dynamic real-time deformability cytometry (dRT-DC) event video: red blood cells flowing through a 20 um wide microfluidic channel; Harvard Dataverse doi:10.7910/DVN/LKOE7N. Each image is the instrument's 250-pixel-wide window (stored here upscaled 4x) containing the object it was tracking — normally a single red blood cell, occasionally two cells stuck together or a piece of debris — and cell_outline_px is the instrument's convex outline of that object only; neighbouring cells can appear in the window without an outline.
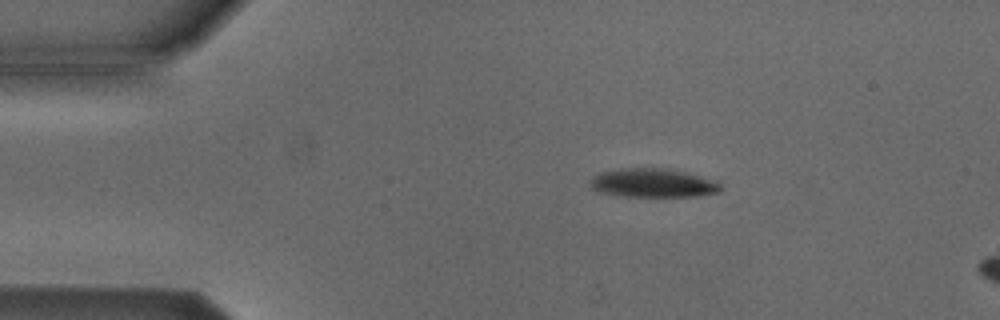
{"species": "Egyptian fruit bat (a non-hibernating species)", "species_latin": "Rousettus aegyptiacus", "temperature_condition": "cold", "stored_images_in_passage": 16, "camera_frame_rate_fps": 3000, "um_per_image_px": 0.085, "animal": {"sex": "male"}, "frame": {"image": 1, "passage_image": 9, "time_ms": 2.667, "image_size_px": [1000, 320], "cell_outline_px": [[724, 188], [720, 192], [696, 196], [624, 196], [600, 192], [592, 188], [592, 176], [600, 172], [620, 168], [664, 168], [684, 172], [716, 180]], "centroid_in_image_um": [55.54, 15.55], "position_along_channel_um": 29.5, "area_um2": 21.79}}